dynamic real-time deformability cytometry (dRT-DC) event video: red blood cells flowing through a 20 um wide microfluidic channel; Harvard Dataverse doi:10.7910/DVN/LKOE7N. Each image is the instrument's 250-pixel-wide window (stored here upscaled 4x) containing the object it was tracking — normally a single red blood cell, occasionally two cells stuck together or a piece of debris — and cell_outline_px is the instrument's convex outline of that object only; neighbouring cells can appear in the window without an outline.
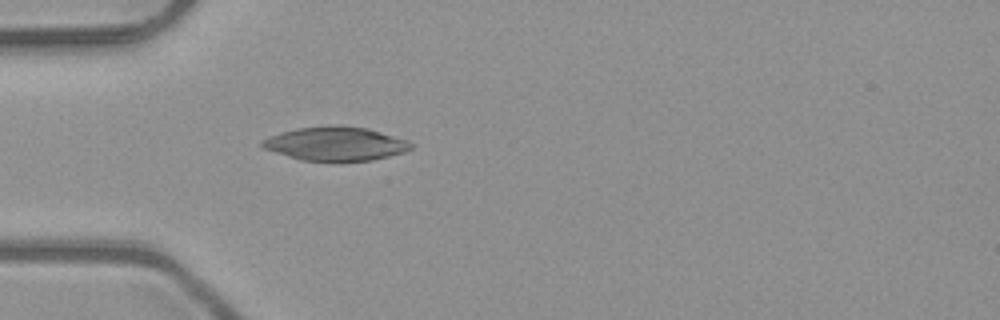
{"species": "common noctule bat (a hibernating species)", "species_latin": "Nyctalus noctula", "temperature_condition": "room temperature", "stored_images_in_passage": 3, "camera_frame_rate_fps": 3000, "um_per_image_px": 0.085, "animal": {"sex": "male", "body_mass_g": 23.1, "forearm_length_mm": 52.7}, "frame": {"image": 1, "passage_image": 3, "time_ms": 0.667, "image_size_px": [1000, 320], "cell_outline_px": [[412, 148], [404, 152], [372, 160], [340, 164], [300, 160], [264, 148], [260, 144], [260, 140], [268, 136], [280, 132], [296, 128], [332, 124], [340, 124], [368, 128], [408, 140], [412, 144]], "centroid_in_image_um": [28.51, 12.23], "position_along_channel_um": 56.5, "area_um2": 30.4}}